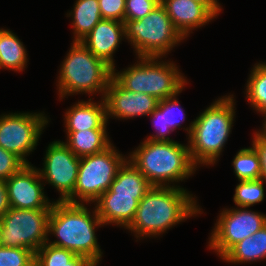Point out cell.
I'll use <instances>...</instances> for the list:
<instances>
[{
  "mask_svg": "<svg viewBox=\"0 0 266 266\" xmlns=\"http://www.w3.org/2000/svg\"><path fill=\"white\" fill-rule=\"evenodd\" d=\"M200 212L186 189L177 185L152 186L139 201L134 220L126 229L133 231L137 238L155 237Z\"/></svg>",
  "mask_w": 266,
  "mask_h": 266,
  "instance_id": "obj_1",
  "label": "cell"
},
{
  "mask_svg": "<svg viewBox=\"0 0 266 266\" xmlns=\"http://www.w3.org/2000/svg\"><path fill=\"white\" fill-rule=\"evenodd\" d=\"M83 203L54 201L48 222V234L59 240L47 243L67 249L76 255L87 257L91 262L98 263L102 257L97 243L95 228L104 225L97 210L92 213Z\"/></svg>",
  "mask_w": 266,
  "mask_h": 266,
  "instance_id": "obj_2",
  "label": "cell"
},
{
  "mask_svg": "<svg viewBox=\"0 0 266 266\" xmlns=\"http://www.w3.org/2000/svg\"><path fill=\"white\" fill-rule=\"evenodd\" d=\"M129 156L127 159L130 158L152 186L169 187V182L188 179L197 168L188 145L174 140H145Z\"/></svg>",
  "mask_w": 266,
  "mask_h": 266,
  "instance_id": "obj_3",
  "label": "cell"
},
{
  "mask_svg": "<svg viewBox=\"0 0 266 266\" xmlns=\"http://www.w3.org/2000/svg\"><path fill=\"white\" fill-rule=\"evenodd\" d=\"M233 95L217 99L188 128V147L193 163L212 165L219 158L233 126L235 107Z\"/></svg>",
  "mask_w": 266,
  "mask_h": 266,
  "instance_id": "obj_4",
  "label": "cell"
},
{
  "mask_svg": "<svg viewBox=\"0 0 266 266\" xmlns=\"http://www.w3.org/2000/svg\"><path fill=\"white\" fill-rule=\"evenodd\" d=\"M135 65L115 72L112 77L125 89L132 92H142L157 100L174 97L182 92L186 78L179 72L173 62L159 61V57H138Z\"/></svg>",
  "mask_w": 266,
  "mask_h": 266,
  "instance_id": "obj_5",
  "label": "cell"
},
{
  "mask_svg": "<svg viewBox=\"0 0 266 266\" xmlns=\"http://www.w3.org/2000/svg\"><path fill=\"white\" fill-rule=\"evenodd\" d=\"M58 76L59 97L101 92L104 98L112 68L93 55L81 42H73Z\"/></svg>",
  "mask_w": 266,
  "mask_h": 266,
  "instance_id": "obj_6",
  "label": "cell"
},
{
  "mask_svg": "<svg viewBox=\"0 0 266 266\" xmlns=\"http://www.w3.org/2000/svg\"><path fill=\"white\" fill-rule=\"evenodd\" d=\"M124 28L138 57L162 58L184 39L161 3L144 18L124 21Z\"/></svg>",
  "mask_w": 266,
  "mask_h": 266,
  "instance_id": "obj_7",
  "label": "cell"
},
{
  "mask_svg": "<svg viewBox=\"0 0 266 266\" xmlns=\"http://www.w3.org/2000/svg\"><path fill=\"white\" fill-rule=\"evenodd\" d=\"M112 145L101 152L80 157L74 192L65 200L66 202L94 203L109 190L119 168L127 160ZM77 197L81 200L77 201Z\"/></svg>",
  "mask_w": 266,
  "mask_h": 266,
  "instance_id": "obj_8",
  "label": "cell"
},
{
  "mask_svg": "<svg viewBox=\"0 0 266 266\" xmlns=\"http://www.w3.org/2000/svg\"><path fill=\"white\" fill-rule=\"evenodd\" d=\"M51 210L10 208L2 216L0 246L26 248L36 253L49 240Z\"/></svg>",
  "mask_w": 266,
  "mask_h": 266,
  "instance_id": "obj_9",
  "label": "cell"
},
{
  "mask_svg": "<svg viewBox=\"0 0 266 266\" xmlns=\"http://www.w3.org/2000/svg\"><path fill=\"white\" fill-rule=\"evenodd\" d=\"M3 115V116H2ZM0 115V147L25 158L37 146L42 130L49 122L43 113H9Z\"/></svg>",
  "mask_w": 266,
  "mask_h": 266,
  "instance_id": "obj_10",
  "label": "cell"
},
{
  "mask_svg": "<svg viewBox=\"0 0 266 266\" xmlns=\"http://www.w3.org/2000/svg\"><path fill=\"white\" fill-rule=\"evenodd\" d=\"M225 209L220 213L209 238V247L222 258L234 245L252 236L266 224V215L246 207Z\"/></svg>",
  "mask_w": 266,
  "mask_h": 266,
  "instance_id": "obj_11",
  "label": "cell"
},
{
  "mask_svg": "<svg viewBox=\"0 0 266 266\" xmlns=\"http://www.w3.org/2000/svg\"><path fill=\"white\" fill-rule=\"evenodd\" d=\"M43 164L44 168L39 169L41 179L60 192L58 201H65L74 192L80 157L63 141H53L47 147Z\"/></svg>",
  "mask_w": 266,
  "mask_h": 266,
  "instance_id": "obj_12",
  "label": "cell"
},
{
  "mask_svg": "<svg viewBox=\"0 0 266 266\" xmlns=\"http://www.w3.org/2000/svg\"><path fill=\"white\" fill-rule=\"evenodd\" d=\"M39 169L25 164L18 172L5 180L11 208L17 209H52L44 194Z\"/></svg>",
  "mask_w": 266,
  "mask_h": 266,
  "instance_id": "obj_13",
  "label": "cell"
},
{
  "mask_svg": "<svg viewBox=\"0 0 266 266\" xmlns=\"http://www.w3.org/2000/svg\"><path fill=\"white\" fill-rule=\"evenodd\" d=\"M106 116L116 118H133L150 115L159 100L148 94L132 92L123 88L113 77L110 79L104 95Z\"/></svg>",
  "mask_w": 266,
  "mask_h": 266,
  "instance_id": "obj_14",
  "label": "cell"
},
{
  "mask_svg": "<svg viewBox=\"0 0 266 266\" xmlns=\"http://www.w3.org/2000/svg\"><path fill=\"white\" fill-rule=\"evenodd\" d=\"M125 37L124 22L102 19L80 42L96 57L115 69L113 53Z\"/></svg>",
  "mask_w": 266,
  "mask_h": 266,
  "instance_id": "obj_15",
  "label": "cell"
},
{
  "mask_svg": "<svg viewBox=\"0 0 266 266\" xmlns=\"http://www.w3.org/2000/svg\"><path fill=\"white\" fill-rule=\"evenodd\" d=\"M161 4L184 39L191 30L216 17L204 4L194 0H161Z\"/></svg>",
  "mask_w": 266,
  "mask_h": 266,
  "instance_id": "obj_16",
  "label": "cell"
},
{
  "mask_svg": "<svg viewBox=\"0 0 266 266\" xmlns=\"http://www.w3.org/2000/svg\"><path fill=\"white\" fill-rule=\"evenodd\" d=\"M144 195L103 193L95 202L97 214L103 224L110 223L127 228L134 220L139 201Z\"/></svg>",
  "mask_w": 266,
  "mask_h": 266,
  "instance_id": "obj_17",
  "label": "cell"
},
{
  "mask_svg": "<svg viewBox=\"0 0 266 266\" xmlns=\"http://www.w3.org/2000/svg\"><path fill=\"white\" fill-rule=\"evenodd\" d=\"M101 103L78 101L65 113V127L67 131H81L87 129H106V105L103 97Z\"/></svg>",
  "mask_w": 266,
  "mask_h": 266,
  "instance_id": "obj_18",
  "label": "cell"
},
{
  "mask_svg": "<svg viewBox=\"0 0 266 266\" xmlns=\"http://www.w3.org/2000/svg\"><path fill=\"white\" fill-rule=\"evenodd\" d=\"M176 96L178 95L158 102L157 108L150 114L157 133L155 135H150L145 140L172 141V139H170L169 136L166 137V135L176 130V128L180 129V122L182 124L186 116ZM175 111H177V113Z\"/></svg>",
  "mask_w": 266,
  "mask_h": 266,
  "instance_id": "obj_19",
  "label": "cell"
},
{
  "mask_svg": "<svg viewBox=\"0 0 266 266\" xmlns=\"http://www.w3.org/2000/svg\"><path fill=\"white\" fill-rule=\"evenodd\" d=\"M66 132L68 141L64 143L77 157L101 152L111 145L106 129Z\"/></svg>",
  "mask_w": 266,
  "mask_h": 266,
  "instance_id": "obj_20",
  "label": "cell"
},
{
  "mask_svg": "<svg viewBox=\"0 0 266 266\" xmlns=\"http://www.w3.org/2000/svg\"><path fill=\"white\" fill-rule=\"evenodd\" d=\"M221 259L234 264L266 259V224L234 245Z\"/></svg>",
  "mask_w": 266,
  "mask_h": 266,
  "instance_id": "obj_21",
  "label": "cell"
},
{
  "mask_svg": "<svg viewBox=\"0 0 266 266\" xmlns=\"http://www.w3.org/2000/svg\"><path fill=\"white\" fill-rule=\"evenodd\" d=\"M151 188L150 182L128 159L119 168L109 190L104 193L145 195Z\"/></svg>",
  "mask_w": 266,
  "mask_h": 266,
  "instance_id": "obj_22",
  "label": "cell"
},
{
  "mask_svg": "<svg viewBox=\"0 0 266 266\" xmlns=\"http://www.w3.org/2000/svg\"><path fill=\"white\" fill-rule=\"evenodd\" d=\"M72 15L73 42H80L103 19L98 0H77Z\"/></svg>",
  "mask_w": 266,
  "mask_h": 266,
  "instance_id": "obj_23",
  "label": "cell"
},
{
  "mask_svg": "<svg viewBox=\"0 0 266 266\" xmlns=\"http://www.w3.org/2000/svg\"><path fill=\"white\" fill-rule=\"evenodd\" d=\"M27 51L12 31L0 29V69L23 71L27 66Z\"/></svg>",
  "mask_w": 266,
  "mask_h": 266,
  "instance_id": "obj_24",
  "label": "cell"
},
{
  "mask_svg": "<svg viewBox=\"0 0 266 266\" xmlns=\"http://www.w3.org/2000/svg\"><path fill=\"white\" fill-rule=\"evenodd\" d=\"M246 96L251 106L266 118V63L253 67L247 80Z\"/></svg>",
  "mask_w": 266,
  "mask_h": 266,
  "instance_id": "obj_25",
  "label": "cell"
},
{
  "mask_svg": "<svg viewBox=\"0 0 266 266\" xmlns=\"http://www.w3.org/2000/svg\"><path fill=\"white\" fill-rule=\"evenodd\" d=\"M232 165L239 181L261 179L260 157L253 146L239 150L233 159Z\"/></svg>",
  "mask_w": 266,
  "mask_h": 266,
  "instance_id": "obj_26",
  "label": "cell"
},
{
  "mask_svg": "<svg viewBox=\"0 0 266 266\" xmlns=\"http://www.w3.org/2000/svg\"><path fill=\"white\" fill-rule=\"evenodd\" d=\"M75 256L72 251L45 243L35 253V266H72Z\"/></svg>",
  "mask_w": 266,
  "mask_h": 266,
  "instance_id": "obj_27",
  "label": "cell"
},
{
  "mask_svg": "<svg viewBox=\"0 0 266 266\" xmlns=\"http://www.w3.org/2000/svg\"><path fill=\"white\" fill-rule=\"evenodd\" d=\"M264 179L239 181L233 197L237 207H250L264 199Z\"/></svg>",
  "mask_w": 266,
  "mask_h": 266,
  "instance_id": "obj_28",
  "label": "cell"
},
{
  "mask_svg": "<svg viewBox=\"0 0 266 266\" xmlns=\"http://www.w3.org/2000/svg\"><path fill=\"white\" fill-rule=\"evenodd\" d=\"M0 266H35V253L26 248L0 246Z\"/></svg>",
  "mask_w": 266,
  "mask_h": 266,
  "instance_id": "obj_29",
  "label": "cell"
},
{
  "mask_svg": "<svg viewBox=\"0 0 266 266\" xmlns=\"http://www.w3.org/2000/svg\"><path fill=\"white\" fill-rule=\"evenodd\" d=\"M160 3L161 0H125V21L144 18Z\"/></svg>",
  "mask_w": 266,
  "mask_h": 266,
  "instance_id": "obj_30",
  "label": "cell"
},
{
  "mask_svg": "<svg viewBox=\"0 0 266 266\" xmlns=\"http://www.w3.org/2000/svg\"><path fill=\"white\" fill-rule=\"evenodd\" d=\"M24 165L25 163L15 154L0 147V179H9Z\"/></svg>",
  "mask_w": 266,
  "mask_h": 266,
  "instance_id": "obj_31",
  "label": "cell"
},
{
  "mask_svg": "<svg viewBox=\"0 0 266 266\" xmlns=\"http://www.w3.org/2000/svg\"><path fill=\"white\" fill-rule=\"evenodd\" d=\"M103 19L125 21V0H98Z\"/></svg>",
  "mask_w": 266,
  "mask_h": 266,
  "instance_id": "obj_32",
  "label": "cell"
},
{
  "mask_svg": "<svg viewBox=\"0 0 266 266\" xmlns=\"http://www.w3.org/2000/svg\"><path fill=\"white\" fill-rule=\"evenodd\" d=\"M254 138L252 141V146L256 149L259 154L262 176L261 178L265 180L266 183V135L260 130L254 133Z\"/></svg>",
  "mask_w": 266,
  "mask_h": 266,
  "instance_id": "obj_33",
  "label": "cell"
},
{
  "mask_svg": "<svg viewBox=\"0 0 266 266\" xmlns=\"http://www.w3.org/2000/svg\"><path fill=\"white\" fill-rule=\"evenodd\" d=\"M10 208L5 180L0 179V216H3Z\"/></svg>",
  "mask_w": 266,
  "mask_h": 266,
  "instance_id": "obj_34",
  "label": "cell"
},
{
  "mask_svg": "<svg viewBox=\"0 0 266 266\" xmlns=\"http://www.w3.org/2000/svg\"><path fill=\"white\" fill-rule=\"evenodd\" d=\"M204 4L215 16L221 11L220 4L217 0H194Z\"/></svg>",
  "mask_w": 266,
  "mask_h": 266,
  "instance_id": "obj_35",
  "label": "cell"
},
{
  "mask_svg": "<svg viewBox=\"0 0 266 266\" xmlns=\"http://www.w3.org/2000/svg\"><path fill=\"white\" fill-rule=\"evenodd\" d=\"M93 262H91L87 257L82 255H76L72 259V266H91Z\"/></svg>",
  "mask_w": 266,
  "mask_h": 266,
  "instance_id": "obj_36",
  "label": "cell"
},
{
  "mask_svg": "<svg viewBox=\"0 0 266 266\" xmlns=\"http://www.w3.org/2000/svg\"><path fill=\"white\" fill-rule=\"evenodd\" d=\"M264 119H265L264 120L265 122L263 123V126H262L263 128L261 131L266 135V118H264Z\"/></svg>",
  "mask_w": 266,
  "mask_h": 266,
  "instance_id": "obj_37",
  "label": "cell"
},
{
  "mask_svg": "<svg viewBox=\"0 0 266 266\" xmlns=\"http://www.w3.org/2000/svg\"><path fill=\"white\" fill-rule=\"evenodd\" d=\"M1 231H2V216H0V235H1Z\"/></svg>",
  "mask_w": 266,
  "mask_h": 266,
  "instance_id": "obj_38",
  "label": "cell"
},
{
  "mask_svg": "<svg viewBox=\"0 0 266 266\" xmlns=\"http://www.w3.org/2000/svg\"><path fill=\"white\" fill-rule=\"evenodd\" d=\"M98 265V263H93L91 266H97Z\"/></svg>",
  "mask_w": 266,
  "mask_h": 266,
  "instance_id": "obj_39",
  "label": "cell"
}]
</instances>
